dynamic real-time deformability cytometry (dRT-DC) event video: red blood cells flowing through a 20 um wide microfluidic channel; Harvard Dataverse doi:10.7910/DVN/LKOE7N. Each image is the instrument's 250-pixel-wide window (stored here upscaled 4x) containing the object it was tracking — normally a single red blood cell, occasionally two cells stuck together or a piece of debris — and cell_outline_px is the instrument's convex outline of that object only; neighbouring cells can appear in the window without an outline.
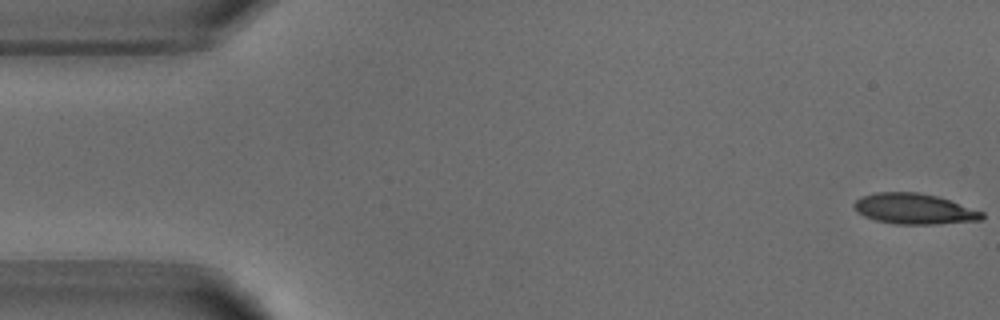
{"species": "common noctule bat (a hibernating species)", "species_latin": "Nyctalus noctula", "temperature_condition": "warm", "stored_images_in_passage": 9, "camera_frame_rate_fps": 3000, "um_per_image_px": 0.085, "animal": {"sex": "male", "body_mass_g": 18.8}, "frame": {"image": 1, "passage_image": 1, "time_ms": 0.0, "image_size_px": [1000, 320], "cell_outline_px": [[984, 216], [980, 220], [936, 224], [896, 224], [876, 220], [864, 216], [856, 212], [852, 204], [860, 196], [876, 192], [920, 192], [940, 196], [984, 212]], "centroid_in_image_um": [77.69, 17.74], "position_along_channel_um": 7.3, "area_um2": 23.06}}